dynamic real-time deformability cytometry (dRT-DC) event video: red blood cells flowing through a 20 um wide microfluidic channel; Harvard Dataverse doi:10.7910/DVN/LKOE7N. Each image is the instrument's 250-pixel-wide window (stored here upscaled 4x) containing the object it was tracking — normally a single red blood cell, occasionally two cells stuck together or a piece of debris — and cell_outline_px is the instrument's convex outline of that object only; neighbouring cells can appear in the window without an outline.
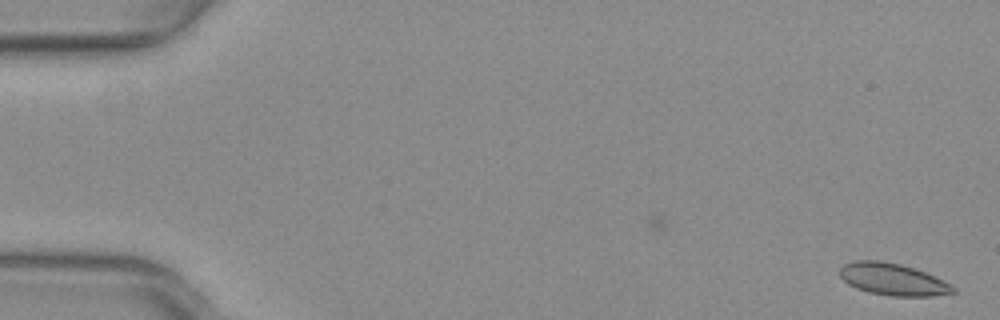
{"species": "common noctule bat (a hibernating species)", "species_latin": "Nyctalus noctula", "temperature_condition": "warm", "stored_images_in_passage": 45, "camera_frame_rate_fps": 3000, "um_per_image_px": 0.085, "animal": {"sex": "female", "body_mass_g": 29.2, "forearm_length_mm": 56.3}, "frame": {"image": 1, "passage_image": 1, "time_ms": 0.0, "image_size_px": [1000, 320], "cell_outline_px": [[956, 292], [932, 296], [892, 296], [868, 292], [856, 288], [848, 284], [840, 276], [840, 268], [844, 264], [856, 260], [880, 260], [900, 264], [924, 272], [956, 288]], "centroid_in_image_um": [75.84, 23.74], "position_along_channel_um": 9.2, "area_um2": 20.81}}
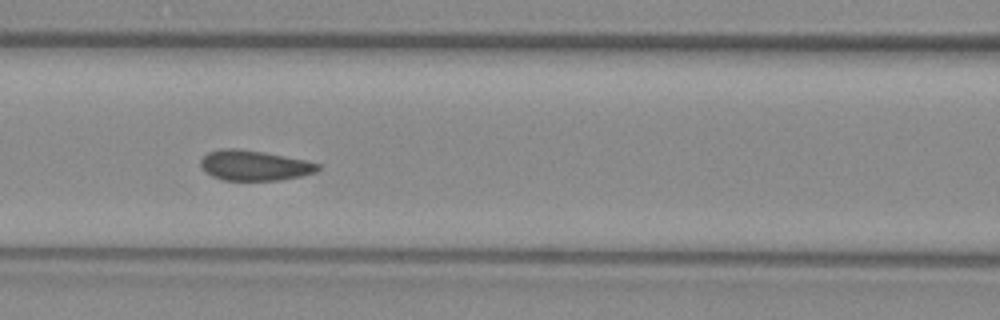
{"frame": {"image": 2, "passage_image": 23, "time_ms": 7.333, "image_size_px": [1000, 320], "cell_outline_px": [[320, 168], [316, 172], [300, 176], [280, 180], [224, 180], [212, 176], [204, 172], [200, 164], [200, 160], [208, 152], [220, 148], [240, 148], [264, 152], [304, 160], [320, 164]], "centroid_in_image_um": [21.58, 14.05], "position_along_channel_um": 145.0, "area_um2": 20.69}}
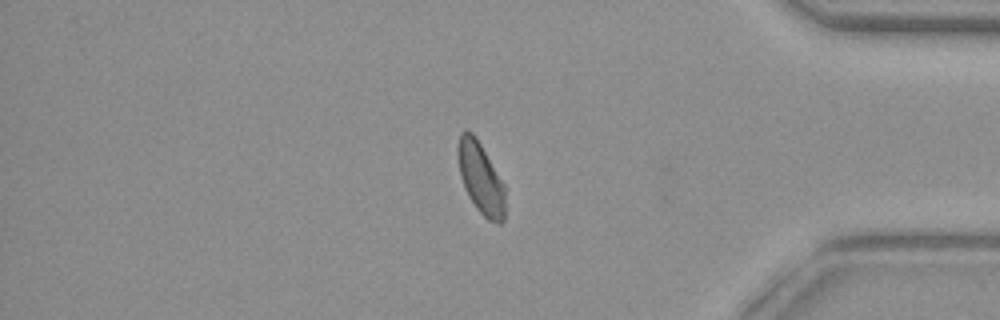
{"frame": {"image": 3, "passage_image": 44, "time_ms": 14.333, "image_size_px": [1000, 320], "cell_outline_px": [[504, 220], [500, 224], [496, 224], [488, 220], [476, 208], [468, 196], [464, 188], [460, 176], [456, 152], [460, 132], [472, 132], [476, 136], [504, 184]], "centroid_in_image_um": [40.84, 15.15], "position_along_channel_um": 394.4, "area_um2": 19.71}, "authors_computed_cell_mechanics": {"area_um2": 20.8658, "velocity_mm_per_s": 3.9691, "shape_relaxation_time_tau1_ms": 4.2382, "shape_relaxation_time_tau2_ms": null, "deformation_change_tau1": 0.091, "deformation_change_tau2": null}}